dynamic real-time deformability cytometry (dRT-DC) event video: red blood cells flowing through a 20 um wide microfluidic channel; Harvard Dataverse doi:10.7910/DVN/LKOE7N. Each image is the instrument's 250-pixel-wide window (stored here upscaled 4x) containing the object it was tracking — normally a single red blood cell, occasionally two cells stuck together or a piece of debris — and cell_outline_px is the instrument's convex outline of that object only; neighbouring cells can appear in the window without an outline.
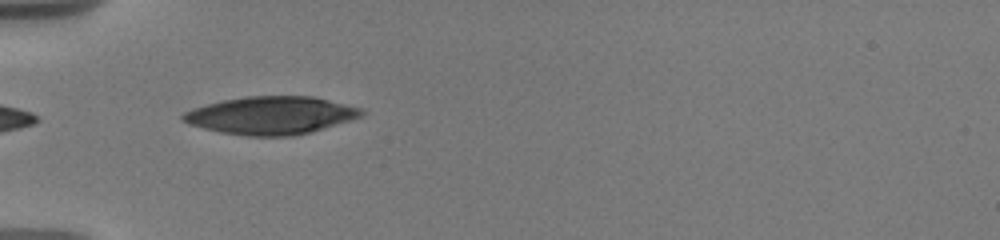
{"species": "human", "species_latin": "Homo sapiens", "temperature_condition": "warm", "stored_images_in_passage": 9, "camera_frame_rate_fps": 3000, "um_per_image_px": 0.085, "donor": {"sex": "male"}, "frame": {"image": 1, "passage_image": 8, "time_ms": 5.667, "image_size_px": [1000, 240], "cell_outline_px": [[364, 112], [360, 116], [352, 120], [312, 132], [292, 136], [248, 136], [220, 132], [188, 124], [180, 120], [180, 116], [184, 112], [192, 108], [220, 100], [244, 96], [312, 96], [364, 108]], "centroid_in_image_um": [23.02, 9.8], "position_along_channel_um": 62.0, "area_um2": 39.71}}